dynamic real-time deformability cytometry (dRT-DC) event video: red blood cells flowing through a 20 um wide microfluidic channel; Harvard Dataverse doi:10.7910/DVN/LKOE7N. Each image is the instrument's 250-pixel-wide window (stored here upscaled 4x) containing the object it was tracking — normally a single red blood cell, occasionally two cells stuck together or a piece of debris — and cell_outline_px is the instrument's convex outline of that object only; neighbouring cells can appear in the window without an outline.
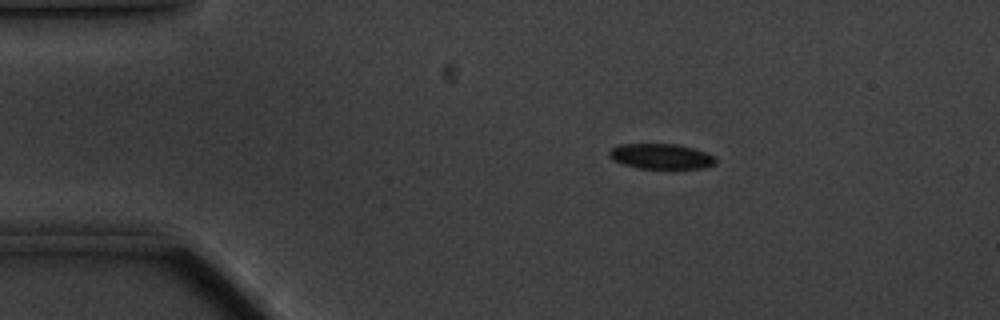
{"species": "common noctule bat (a hibernating species)", "species_latin": "Nyctalus noctula", "temperature_condition": "cold", "stored_images_in_passage": 17, "camera_frame_rate_fps": 3000, "um_per_image_px": 0.085, "animal": {"sex": "male", "body_mass_g": 20.1, "forearm_length_mm": 53.5}, "frame": {"image": 1, "passage_image": 10, "time_ms": 3.0, "image_size_px": [1000, 320], "cell_outline_px": [[716, 164], [704, 168], [640, 168], [624, 164], [612, 160], [608, 156], [608, 152], [612, 148], [620, 144], [676, 144], [692, 148], [704, 152], [712, 156], [716, 160]], "centroid_in_image_um": [56.16, 13.29], "position_along_channel_um": 28.8, "area_um2": 15.49}}